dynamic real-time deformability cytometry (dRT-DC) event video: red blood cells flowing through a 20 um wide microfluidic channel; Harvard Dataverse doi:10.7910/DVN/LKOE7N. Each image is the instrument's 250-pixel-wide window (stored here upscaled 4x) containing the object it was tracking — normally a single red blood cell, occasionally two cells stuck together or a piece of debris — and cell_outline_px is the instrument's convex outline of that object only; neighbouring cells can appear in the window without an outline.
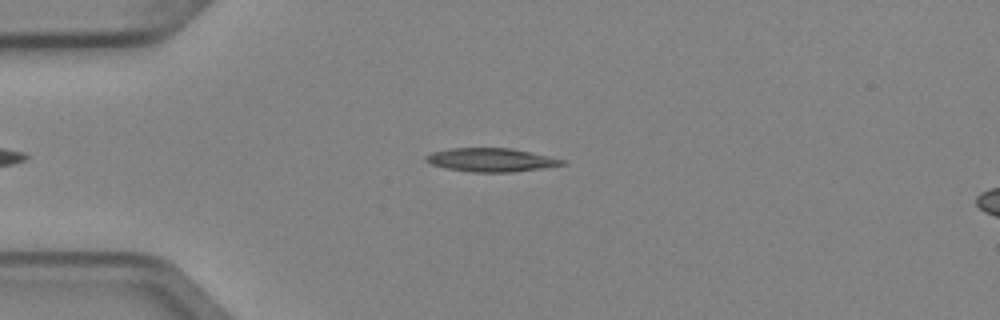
{"species": "Egyptian fruit bat (a non-hibernating species)", "species_latin": "Rousettus aegyptiacus", "temperature_condition": "cold", "stored_images_in_passage": 3, "camera_frame_rate_fps": 3000, "um_per_image_px": 0.085, "animal": {"sex": "female"}, "frame": {"image": 1, "passage_image": 2, "time_ms": 0.333, "image_size_px": [1000, 320], "cell_outline_px": [[568, 164], [512, 172], [472, 172], [444, 168], [428, 164], [424, 160], [424, 156], [432, 152], [452, 148], [512, 148], [548, 156], [564, 160]], "centroid_in_image_um": [41.68, 13.59], "position_along_channel_um": 43.3, "area_um2": 18.73}}